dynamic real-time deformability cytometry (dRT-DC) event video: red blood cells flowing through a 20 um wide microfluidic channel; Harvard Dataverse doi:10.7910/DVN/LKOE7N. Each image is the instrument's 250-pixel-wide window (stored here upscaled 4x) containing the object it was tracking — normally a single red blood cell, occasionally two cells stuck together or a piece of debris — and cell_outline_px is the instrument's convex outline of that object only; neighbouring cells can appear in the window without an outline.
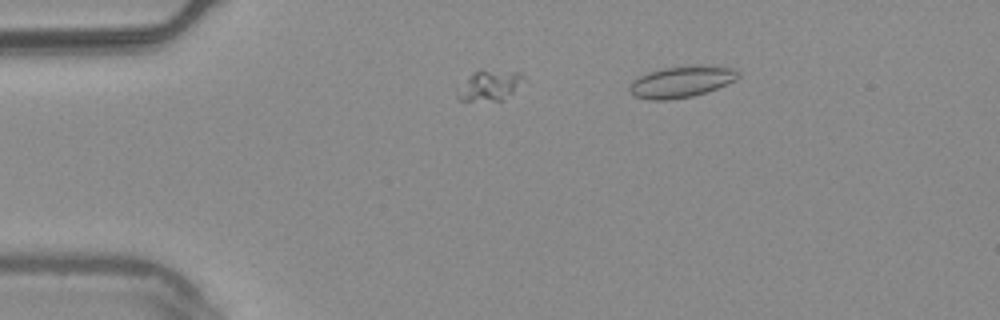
{"species": "common noctule bat (a hibernating species)", "species_latin": "Nyctalus noctula", "temperature_condition": "warm", "stored_images_in_passage": 20, "segment_of_instrument_passage": [2, 2], "camera_frame_rate_fps": 3000, "um_per_image_px": 0.085, "animal": {"sex": "male", "body_mass_g": 20.4}, "frame": {"image": 1, "passage_image": 6, "time_ms": 1.667, "image_size_px": [1000, 320], "cell_outline_px": [[528, 80], [512, 92], [500, 100], [460, 100], [460, 96], [468, 80], [476, 72], [520, 72]], "centroid_in_image_um": [41.81, 7.27], "position_along_channel_um": 43.2, "area_um2": 10.4}}
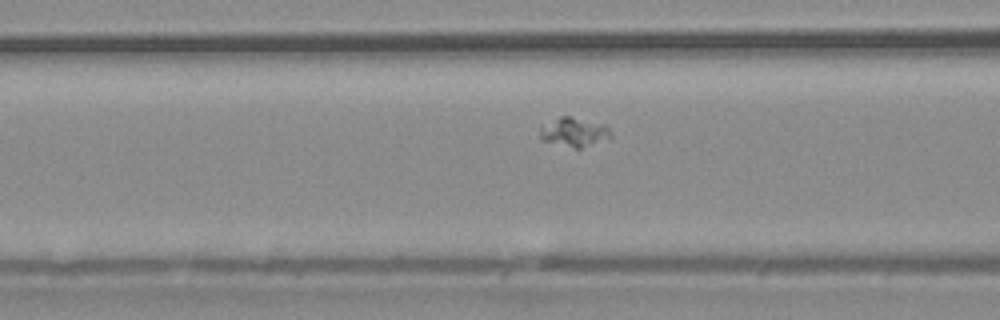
{"frame": {"image": 2, "passage_image": 14, "time_ms": 4.333, "image_size_px": [1000, 320], "cell_outline_px": [[612, 136], [580, 148], [576, 148], [540, 140], [540, 128], [560, 116], [568, 116], [608, 124]], "centroid_in_image_um": [48.81, 11.21], "position_along_channel_um": 117.8, "area_um2": 11.79}}
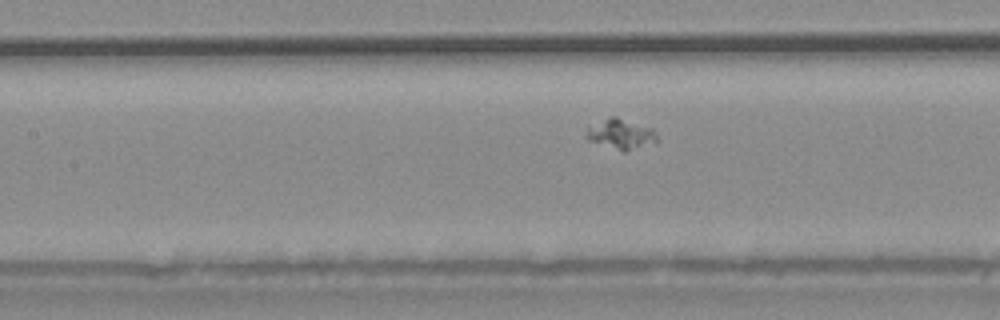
{"frame": {"image": 3, "passage_image": 17, "time_ms": 5.333, "image_size_px": [1000, 320], "cell_outline_px": [[660, 140], [624, 152], [588, 140], [584, 136], [588, 128], [612, 116], [616, 116], [652, 128], [656, 132]], "centroid_in_image_um": [52.8, 11.4], "position_along_channel_um": 154.6, "area_um2": 12.2}}